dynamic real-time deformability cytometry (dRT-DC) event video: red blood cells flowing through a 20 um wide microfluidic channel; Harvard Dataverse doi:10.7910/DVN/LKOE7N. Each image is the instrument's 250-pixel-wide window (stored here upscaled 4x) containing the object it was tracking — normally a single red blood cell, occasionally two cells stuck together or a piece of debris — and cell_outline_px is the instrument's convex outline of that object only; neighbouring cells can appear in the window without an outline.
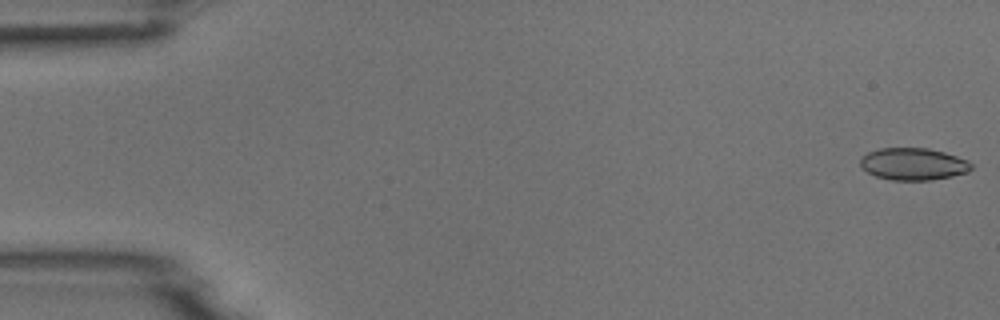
{"species": "common noctule bat (a hibernating species)", "species_latin": "Nyctalus noctula", "temperature_condition": "room temperature", "stored_images_in_passage": 53, "camera_frame_rate_fps": 3000, "um_per_image_px": 0.085, "animal": {"sex": "male", "body_mass_g": 18.8}, "frame": {"image": 1, "passage_image": 1, "time_ms": 0.0, "image_size_px": [1000, 320], "cell_outline_px": [[972, 168], [968, 172], [952, 176], [932, 180], [892, 180], [876, 176], [868, 172], [860, 164], [860, 160], [868, 152], [880, 148], [928, 148], [944, 152], [968, 160], [972, 164]], "centroid_in_image_um": [77.66, 13.94], "position_along_channel_um": 7.3, "area_um2": 20.69}}
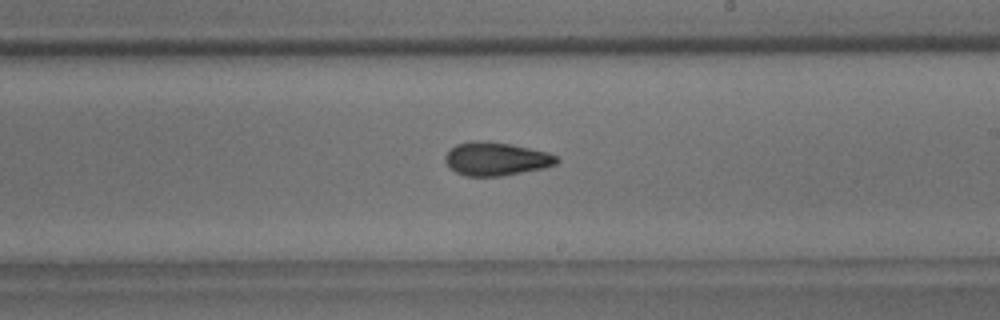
{"frame": {"image": 2, "passage_image": 31, "time_ms": 10.0, "image_size_px": [1000, 320], "cell_outline_px": [[560, 160], [556, 164], [544, 168], [500, 176], [464, 176], [456, 172], [444, 160], [444, 156], [456, 144], [476, 140], [488, 140], [512, 144], [548, 152], [556, 156]], "centroid_in_image_um": [42.18, 13.49], "position_along_channel_um": 246.8, "area_um2": 21.73}}
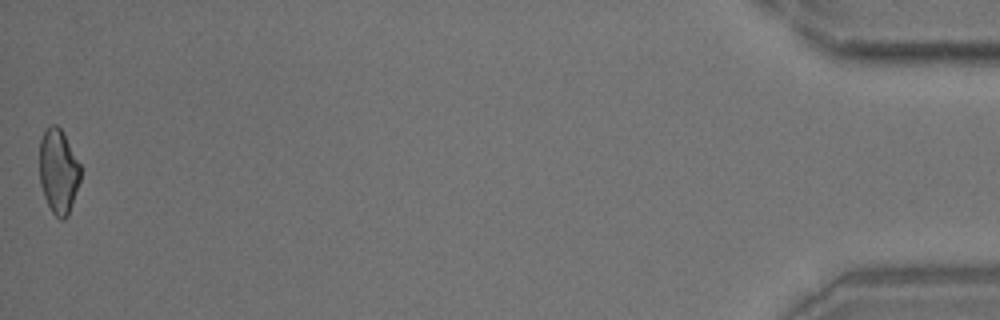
{"frame": {"image": 3, "passage_image": 53, "time_ms": 17.333, "image_size_px": [1000, 320], "cell_outline_px": [[80, 180], [68, 216], [64, 220], [60, 220], [52, 212], [44, 196], [40, 184], [40, 140], [48, 124], [56, 124], [60, 128], [80, 164]], "centroid_in_image_um": [4.96, 14.57], "position_along_channel_um": 430.2, "area_um2": 20.06}}